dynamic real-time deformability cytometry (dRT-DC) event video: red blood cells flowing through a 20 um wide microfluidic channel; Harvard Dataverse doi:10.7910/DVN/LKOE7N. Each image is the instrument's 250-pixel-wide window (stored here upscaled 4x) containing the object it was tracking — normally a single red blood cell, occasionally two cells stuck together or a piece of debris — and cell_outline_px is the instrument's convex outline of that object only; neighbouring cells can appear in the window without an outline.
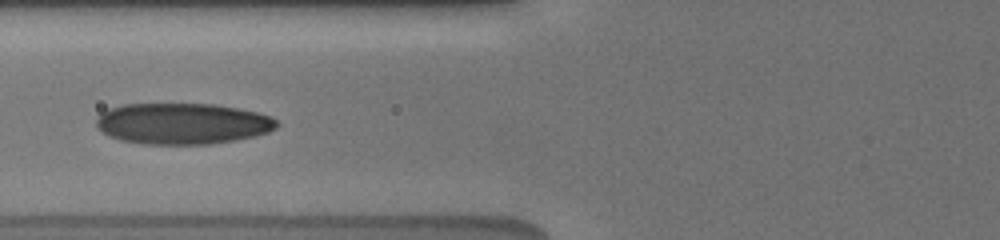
{"species": "human", "species_latin": "Homo sapiens", "temperature_condition": "cold", "stored_images_in_passage": 15, "camera_frame_rate_fps": 3000, "um_per_image_px": 0.085, "donor": {"sex": "male"}, "frame": {"image": 1, "passage_image": 11, "time_ms": 8.0, "image_size_px": [1000, 240], "cell_outline_px": [[280, 124], [276, 128], [268, 132], [256, 136], [236, 140], [212, 144], [144, 144], [120, 140], [108, 136], [96, 124], [96, 120], [100, 112], [108, 108], [120, 104], [212, 104], [236, 108], [256, 112], [272, 116]], "centroid_in_image_um": [15.51, 10.51], "position_along_channel_um": 110.3, "area_um2": 43.52}}
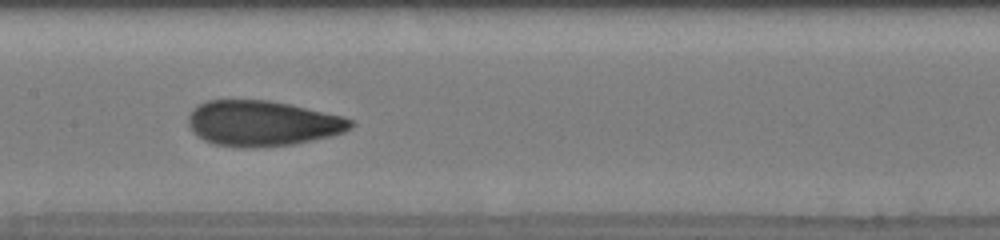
{"frame": {"image": 2, "passage_image": 13, "time_ms": 10.0, "image_size_px": [1000, 240], "cell_outline_px": [[356, 124], [352, 128], [344, 132], [332, 136], [292, 144], [252, 148], [236, 148], [212, 144], [196, 136], [192, 132], [188, 124], [188, 116], [192, 108], [196, 104], [208, 100], [268, 100], [288, 104], [344, 116], [356, 120]], "centroid_in_image_um": [22.29, 10.49], "position_along_channel_um": 185.1, "area_um2": 43.64}}
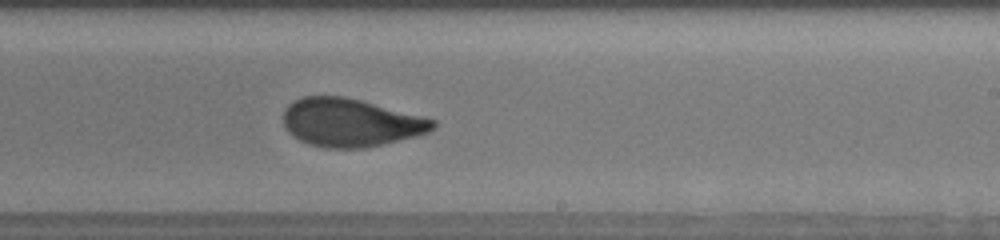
{"frame": {"image": 3, "passage_image": 15, "time_ms": 12.0, "image_size_px": [1000, 240], "cell_outline_px": [[436, 128], [428, 132], [416, 136], [364, 148], [324, 148], [308, 144], [292, 136], [284, 128], [284, 108], [288, 104], [304, 96], [344, 96], [424, 116], [436, 120]], "centroid_in_image_um": [29.79, 10.42], "position_along_channel_um": 259.2, "area_um2": 42.08}}